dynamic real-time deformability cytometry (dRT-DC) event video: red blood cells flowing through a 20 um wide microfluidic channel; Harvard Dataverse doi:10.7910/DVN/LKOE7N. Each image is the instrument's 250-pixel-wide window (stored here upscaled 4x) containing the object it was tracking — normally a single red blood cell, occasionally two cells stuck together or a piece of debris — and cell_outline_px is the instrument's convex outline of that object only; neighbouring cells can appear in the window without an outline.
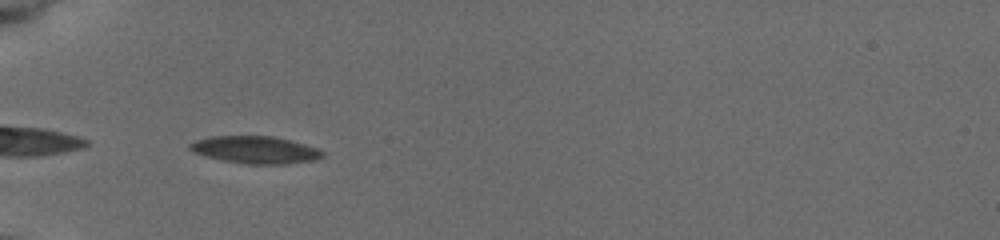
{"species": "common noctule bat (a hibernating species)", "species_latin": "Nyctalus noctula", "temperature_condition": "cold", "stored_images_in_passage": 22, "camera_frame_rate_fps": 3000, "um_per_image_px": 0.085, "animal": {"sex": "female", "body_mass_g": 19.5, "forearm_length_mm": 54.1}, "frame": {"image": 1, "passage_image": 3, "time_ms": 0.333, "image_size_px": [1000, 240], "cell_outline_px": [[324, 156], [312, 160], [288, 164], [248, 164], [224, 160], [192, 152], [188, 148], [188, 144], [196, 140], [212, 136], [276, 136], [304, 144], [316, 148], [324, 152]], "centroid_in_image_um": [21.7, 12.73], "position_along_channel_um": 63.3, "area_um2": 20.98}}
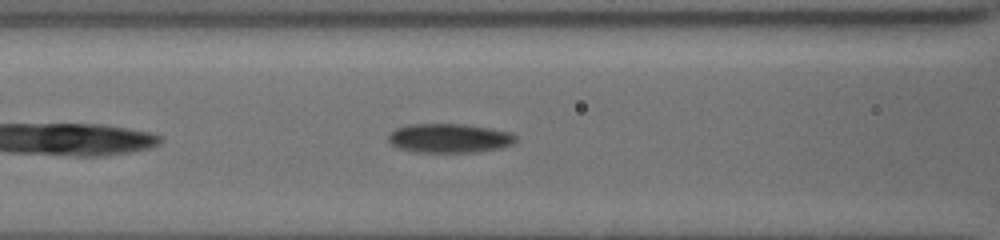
{"frame": {"image": 2, "passage_image": 15, "time_ms": 2.333, "image_size_px": [1000, 240], "cell_outline_px": [[516, 140], [512, 144], [500, 148], [480, 152], [412, 152], [396, 148], [388, 140], [388, 132], [396, 128], [408, 124], [460, 124], [488, 128], [508, 132], [516, 136]], "centroid_in_image_um": [38.13, 11.76], "position_along_channel_um": 128.5, "area_um2": 21.73}}